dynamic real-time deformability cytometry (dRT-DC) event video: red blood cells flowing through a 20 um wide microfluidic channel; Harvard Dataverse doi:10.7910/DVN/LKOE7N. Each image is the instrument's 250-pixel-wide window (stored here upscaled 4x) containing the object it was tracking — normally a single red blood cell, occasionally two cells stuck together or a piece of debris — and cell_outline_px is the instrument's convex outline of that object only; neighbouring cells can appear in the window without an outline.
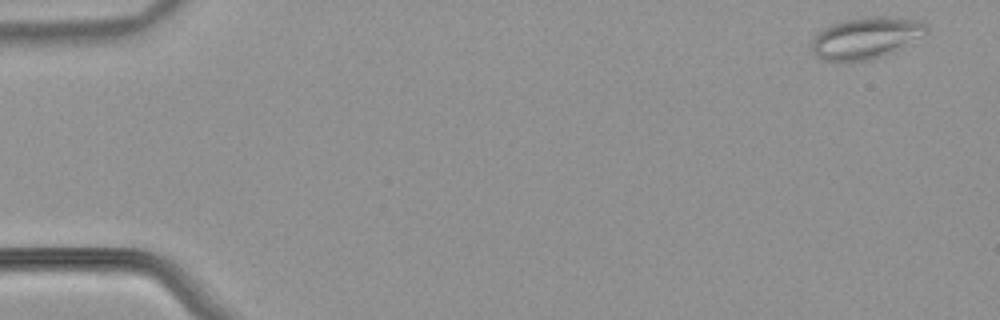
{"species": "common noctule bat (a hibernating species)", "species_latin": "Nyctalus noctula", "temperature_condition": "warm", "stored_images_in_passage": 52, "camera_frame_rate_fps": 3000, "um_per_image_px": 0.085, "animal": {"sex": "male", "body_mass_g": 21.5, "forearm_length_mm": 52.0}, "frame": {"image": 1, "passage_image": 1, "time_ms": 0.0, "image_size_px": [1000, 320], "cell_outline_px": [[928, 32], [892, 52], [868, 60], [824, 60], [816, 56], [812, 52], [812, 40], [824, 28], [832, 24], [844, 20], [860, 16], [884, 16], [920, 20], [928, 28]], "centroid_in_image_um": [73.6, 3.19], "position_along_channel_um": 11.4, "area_um2": 27.34}}
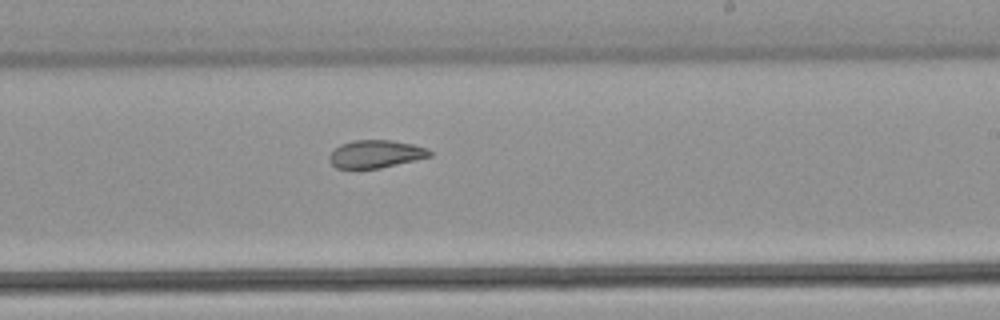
{"frame": {"image": 2, "passage_image": 31, "time_ms": 10.0, "image_size_px": [1000, 320], "cell_outline_px": [[432, 156], [416, 160], [380, 168], [336, 168], [328, 160], [328, 156], [340, 144], [352, 140], [392, 140], [412, 144], [428, 148], [432, 152]], "centroid_in_image_um": [31.95, 13.08], "position_along_channel_um": 257.1, "area_um2": 16.3}}
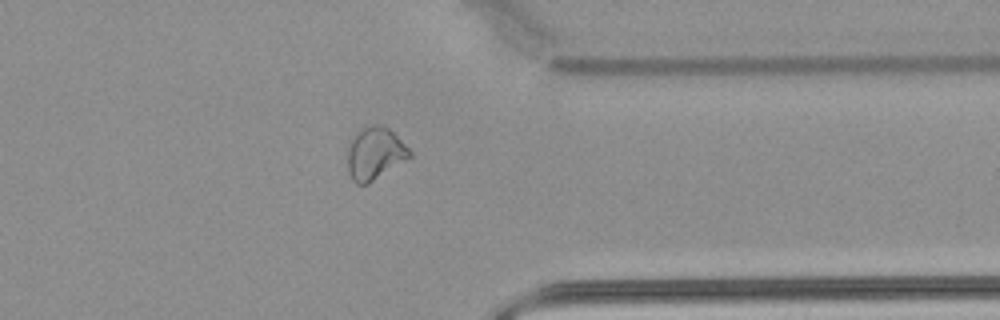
{"frame": {"image": 3, "passage_image": 41, "time_ms": 13.333, "image_size_px": [1000, 320], "cell_outline_px": [[412, 156], [368, 184], [356, 184], [352, 180], [348, 172], [348, 140], [360, 128], [372, 124], [380, 124], [388, 128], [412, 152]], "centroid_in_image_um": [31.82, 13.03], "position_along_channel_um": 379.6, "area_um2": 19.07}, "authors_computed_cell_mechanics": {"area_um2": 20.1433, "velocity_mm_per_s": 3.8521, "shape_relaxation_time_tau1_ms": null, "shape_relaxation_time_tau2_ms": 2.5323, "deformation_change_tau1": null, "deformation_change_tau2": 0.0796}}